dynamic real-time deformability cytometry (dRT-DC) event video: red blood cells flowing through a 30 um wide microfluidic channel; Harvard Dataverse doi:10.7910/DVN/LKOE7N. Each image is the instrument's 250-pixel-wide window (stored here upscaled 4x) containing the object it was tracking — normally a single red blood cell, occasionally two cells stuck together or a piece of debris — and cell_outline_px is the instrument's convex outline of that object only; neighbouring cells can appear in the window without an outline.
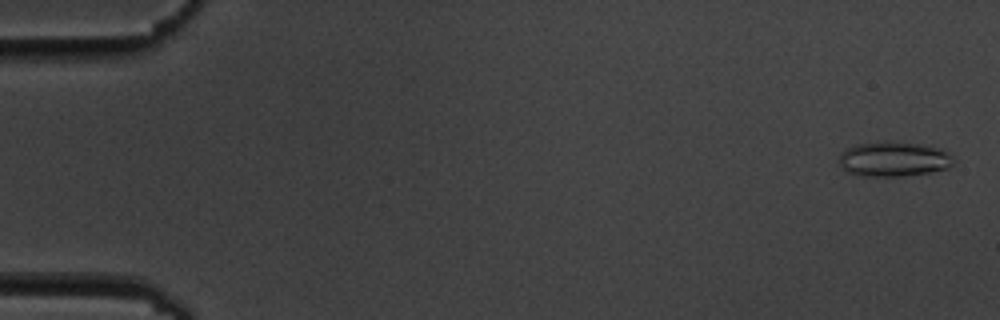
{"species": "common noctule bat (a hibernating species)", "species_latin": "Nyctalus noctula", "temperature_condition": "cold", "stored_images_in_passage": 6, "camera_frame_rate_fps": 3000, "um_per_image_px": 0.085, "animal": {"sex": "male", "body_mass_g": 19.5, "forearm_length_mm": 54.6}, "frame": {"image": 1, "passage_image": 1, "time_ms": 0.0, "image_size_px": [1000, 320], "cell_outline_px": [[952, 164], [948, 168], [928, 172], [904, 176], [860, 176], [848, 172], [840, 164], [840, 152], [844, 148], [856, 144], [884, 140], [888, 140], [920, 144], [944, 148], [952, 156]], "centroid_in_image_um": [75.95, 13.49], "position_along_channel_um": 9.1, "area_um2": 23.58}}
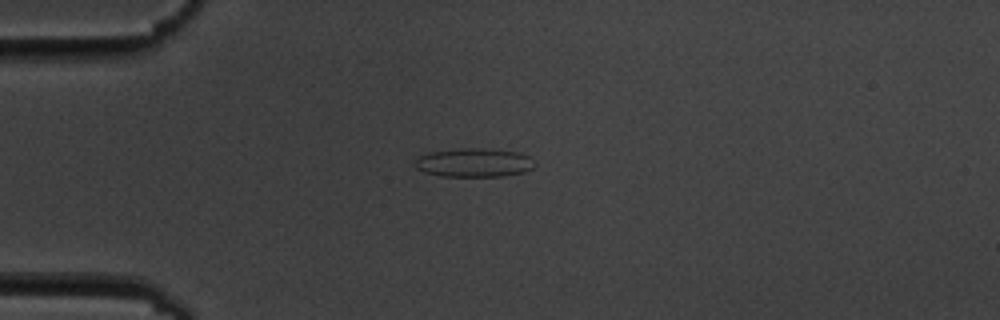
{"frame": {"image": 2, "passage_image": 4, "time_ms": 4.333, "image_size_px": [1000, 320], "cell_outline_px": [[536, 164], [532, 168], [524, 172], [500, 176], [440, 176], [424, 172], [416, 168], [416, 160], [420, 156], [428, 152], [460, 148], [476, 148], [520, 152], [528, 156]], "centroid_in_image_um": [40.29, 13.82], "position_along_channel_um": 44.7, "area_um2": 19.94}}